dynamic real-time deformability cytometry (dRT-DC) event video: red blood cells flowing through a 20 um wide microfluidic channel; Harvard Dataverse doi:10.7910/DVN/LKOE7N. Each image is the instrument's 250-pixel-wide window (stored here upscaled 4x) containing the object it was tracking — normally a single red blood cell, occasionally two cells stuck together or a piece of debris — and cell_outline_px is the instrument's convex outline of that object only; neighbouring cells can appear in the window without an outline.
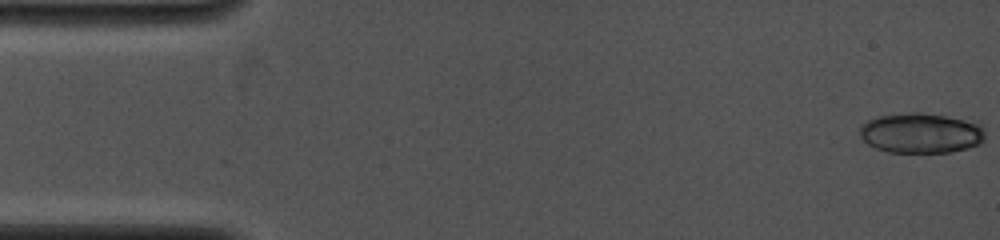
{"species": "common noctule bat (a hibernating species)", "species_latin": "Nyctalus noctula", "temperature_condition": "cold", "stored_images_in_passage": 17, "camera_frame_rate_fps": 4000, "um_per_image_px": 0.085, "animal": {"sex": "female", "body_mass_g": 19.0, "forearm_length_mm": 53.3}, "frame": {"image": 1, "passage_image": 1, "time_ms": 0.0, "image_size_px": [1000, 240], "cell_outline_px": [[984, 140], [980, 144], [968, 148], [952, 152], [888, 152], [876, 148], [868, 144], [860, 136], [860, 124], [868, 120], [880, 116], [912, 112], [920, 112], [976, 120], [984, 128]], "centroid_in_image_um": [78.33, 11.3], "position_along_channel_um": 6.7, "area_um2": 29.71}}
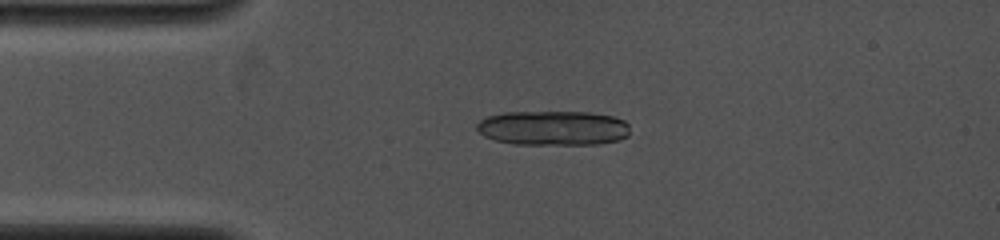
{"frame": {"image": 2, "passage_image": 15, "time_ms": 3.25, "image_size_px": [1000, 240], "cell_outline_px": [[628, 136], [620, 140], [596, 144], [516, 144], [496, 140], [484, 136], [476, 128], [476, 124], [480, 120], [488, 116], [504, 112], [588, 112], [612, 116], [624, 120], [628, 124]], "centroid_in_image_um": [47.02, 10.88], "position_along_channel_um": 38.0, "area_um2": 30.92}}